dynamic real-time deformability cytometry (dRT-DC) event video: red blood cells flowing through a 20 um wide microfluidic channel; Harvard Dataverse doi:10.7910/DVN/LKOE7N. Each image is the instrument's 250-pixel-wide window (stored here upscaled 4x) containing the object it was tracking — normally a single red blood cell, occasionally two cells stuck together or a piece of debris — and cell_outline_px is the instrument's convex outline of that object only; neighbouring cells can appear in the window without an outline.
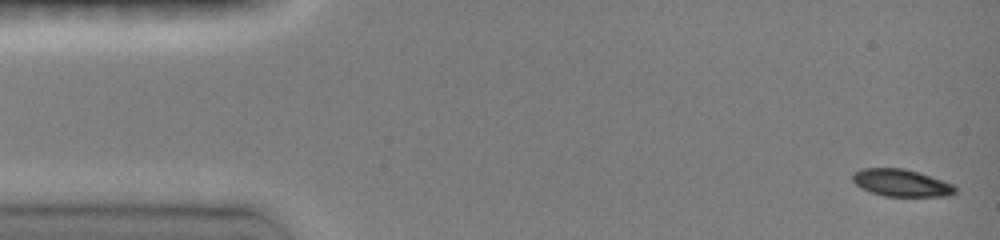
{"species": "common noctule bat (a hibernating species)", "species_latin": "Nyctalus noctula", "temperature_condition": "room temperature", "stored_images_in_passage": 4, "camera_frame_rate_fps": 3000, "um_per_image_px": 0.085, "animal": {"sex": "female", "body_mass_g": 19.0, "forearm_length_mm": 51.5}, "frame": {"image": 1, "passage_image": 1, "time_ms": 0.0, "image_size_px": [1000, 240], "cell_outline_px": [[956, 192], [948, 196], [884, 196], [860, 188], [852, 180], [852, 172], [864, 168], [904, 168], [956, 184]], "centroid_in_image_um": [76.62, 15.54], "position_along_channel_um": 8.4, "area_um2": 16.36}}
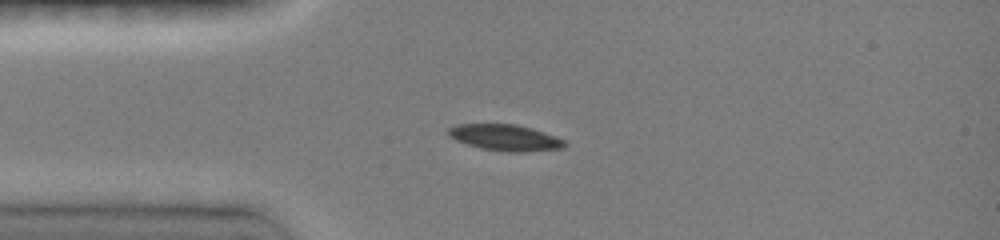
{"frame": {"image": 2, "passage_image": 4, "time_ms": 3.333, "image_size_px": [1000, 240], "cell_outline_px": [[568, 144], [564, 148], [528, 152], [504, 152], [480, 148], [456, 140], [448, 136], [448, 128], [456, 124], [516, 124], [532, 128], [556, 136], [564, 140]], "centroid_in_image_um": [42.97, 11.7], "position_along_channel_um": 42.0, "area_um2": 17.98}}